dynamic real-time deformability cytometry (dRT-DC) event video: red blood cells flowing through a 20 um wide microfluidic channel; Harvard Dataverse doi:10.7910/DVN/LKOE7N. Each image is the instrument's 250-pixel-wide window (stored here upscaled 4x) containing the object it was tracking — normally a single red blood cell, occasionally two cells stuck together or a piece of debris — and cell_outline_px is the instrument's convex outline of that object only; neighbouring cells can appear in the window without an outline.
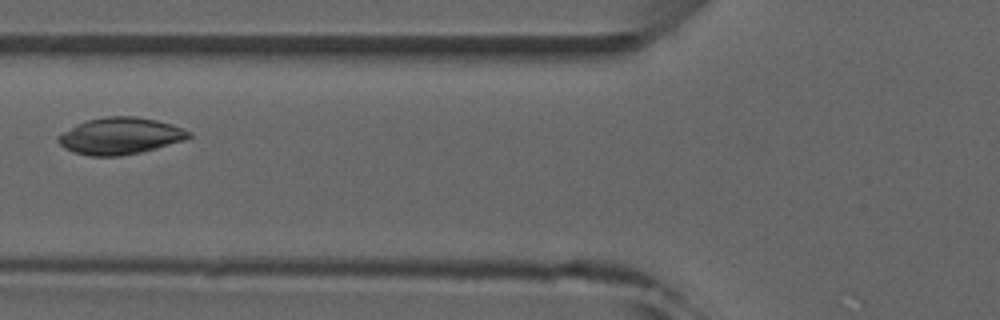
{"species": "common noctule bat (a hibernating species)", "species_latin": "Nyctalus noctula", "temperature_condition": "room temperature", "stored_images_in_passage": 5, "camera_frame_rate_fps": 3000, "um_per_image_px": 0.085, "animal": {"sex": "male", "forearm_length_mm": 52.5}, "frame": {"image": 1, "passage_image": 4, "time_ms": 3.667, "image_size_px": [1000, 320], "cell_outline_px": [[192, 136], [184, 140], [156, 148], [140, 152], [120, 156], [88, 156], [64, 148], [56, 140], [56, 136], [76, 124], [88, 120], [108, 116], [136, 116], [156, 120], [172, 124], [192, 132]], "centroid_in_image_um": [10.21, 11.55], "position_along_channel_um": 115.6, "area_um2": 27.92}}
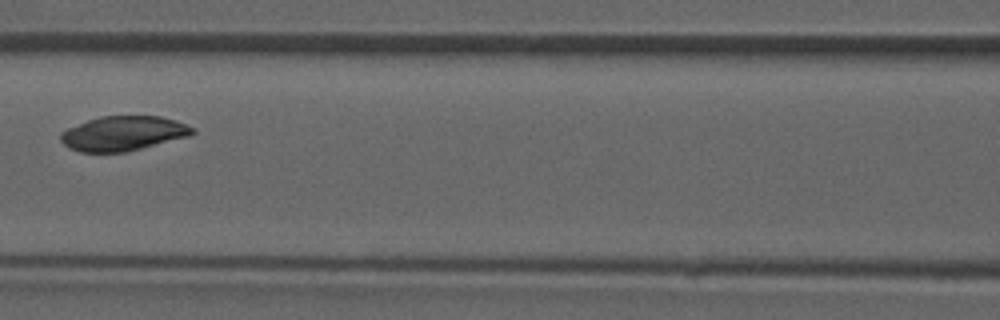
{"frame": {"image": 2, "passage_image": 5, "time_ms": 4.667, "image_size_px": [1000, 320], "cell_outline_px": [[196, 132], [188, 136], [124, 152], [80, 152], [68, 148], [60, 140], [60, 132], [68, 128], [88, 120], [100, 116], [160, 116], [176, 120], [196, 128]], "centroid_in_image_um": [10.46, 11.33], "position_along_channel_um": 156.1, "area_um2": 26.47}}